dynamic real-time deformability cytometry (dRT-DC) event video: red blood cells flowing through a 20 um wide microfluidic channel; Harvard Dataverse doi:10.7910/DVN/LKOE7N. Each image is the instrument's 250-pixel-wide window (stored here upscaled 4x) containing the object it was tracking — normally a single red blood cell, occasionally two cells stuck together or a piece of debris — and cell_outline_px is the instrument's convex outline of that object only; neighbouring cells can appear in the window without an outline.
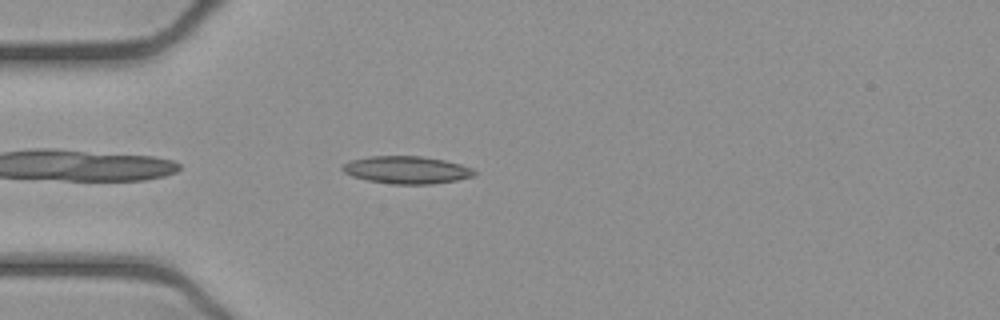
{"species": "common noctule bat (a hibernating species)", "species_latin": "Nyctalus noctula", "temperature_condition": "cold", "stored_images_in_passage": 41, "camera_frame_rate_fps": 3000, "um_per_image_px": 0.085, "animal": {"sex": "female", "body_mass_g": 21.9}, "frame": {"image": 1, "passage_image": 3, "time_ms": 0.667, "image_size_px": [1000, 320], "cell_outline_px": [[476, 172], [472, 176], [456, 180], [432, 184], [392, 184], [368, 180], [352, 176], [344, 172], [340, 168], [340, 164], [352, 160], [372, 156], [420, 156], [444, 160], [460, 164], [472, 168]], "centroid_in_image_um": [34.53, 14.44], "position_along_channel_um": 50.5, "area_um2": 21.04}}
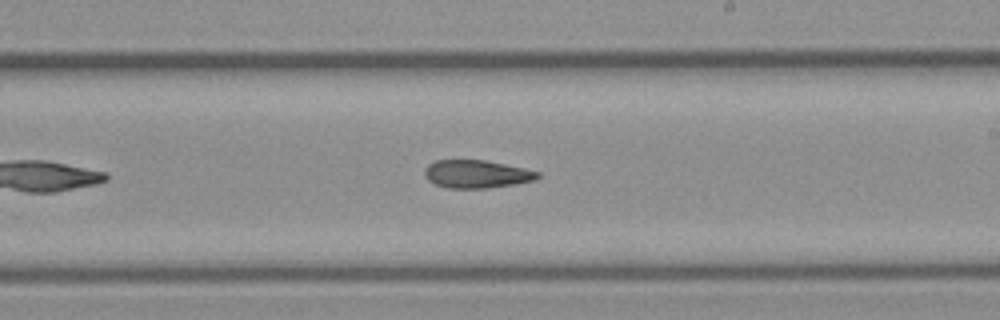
{"frame": {"image": 2, "passage_image": 19, "time_ms": 6.0, "image_size_px": [1000, 320], "cell_outline_px": [[540, 176], [536, 180], [516, 184], [488, 188], [448, 188], [436, 184], [428, 180], [424, 176], [424, 168], [428, 164], [436, 160], [484, 160], [524, 168], [540, 172]], "centroid_in_image_um": [40.51, 14.79], "position_along_channel_um": 248.5, "area_um2": 18.5}}
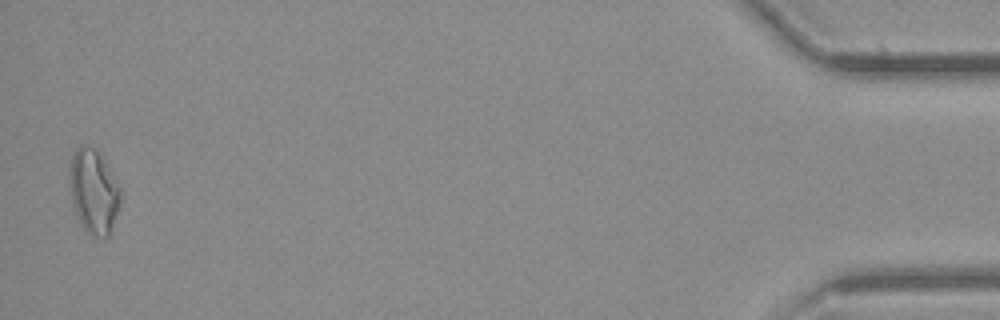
{"frame": {"image": 3, "passage_image": 40, "time_ms": 13.0, "image_size_px": [1000, 320], "cell_outline_px": [[120, 204], [108, 236], [104, 240], [92, 236], [84, 228], [76, 212], [72, 200], [68, 184], [68, 164], [72, 152], [80, 144], [84, 144], [92, 148], [104, 160], [120, 188]], "centroid_in_image_um": [7.92, 16.25], "position_along_channel_um": 427.3, "area_um2": 25.03}, "authors_computed_cell_mechanics": {"area_um2": 19.4208, "velocity_mm_per_s": 3.9086, "shape_relaxation_time_tau1_ms": null, "shape_relaxation_time_tau2_ms": 4.5462, "deformation_change_tau1": null, "deformation_change_tau2": 0.143}}